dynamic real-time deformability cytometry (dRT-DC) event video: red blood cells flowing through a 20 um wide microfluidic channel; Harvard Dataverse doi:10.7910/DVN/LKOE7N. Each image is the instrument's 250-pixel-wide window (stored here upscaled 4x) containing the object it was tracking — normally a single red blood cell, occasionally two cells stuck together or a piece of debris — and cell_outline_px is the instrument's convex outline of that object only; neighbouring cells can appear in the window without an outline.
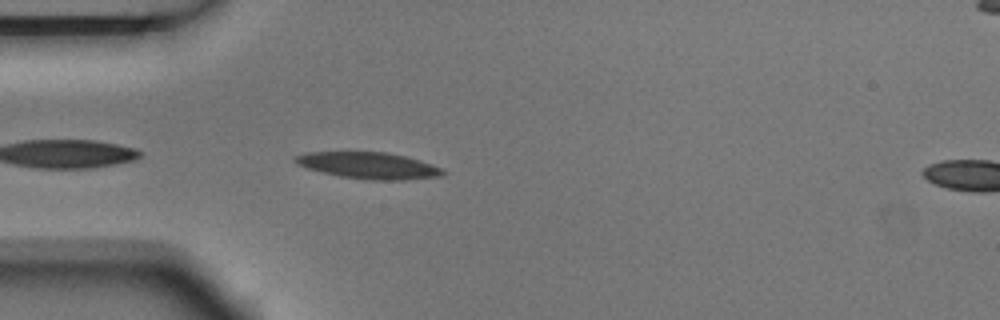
{"species": "Egyptian fruit bat (a non-hibernating species)", "species_latin": "Rousettus aegyptiacus", "temperature_condition": "room temperature", "stored_images_in_passage": 6, "segment_of_instrument_passage": [1, 2], "camera_frame_rate_fps": 3000, "um_per_image_px": 0.085, "animal": {"sex": "male"}, "frame": {"image": 1, "passage_image": 5, "time_ms": 1.333, "image_size_px": [1000, 320], "cell_outline_px": [[448, 172], [440, 176], [404, 180], [368, 180], [340, 176], [308, 168], [296, 164], [292, 160], [292, 156], [304, 152], [384, 152], [404, 156], [420, 160], [440, 168]], "centroid_in_image_um": [31.29, 14.06], "position_along_channel_um": 53.7, "area_um2": 22.77}}